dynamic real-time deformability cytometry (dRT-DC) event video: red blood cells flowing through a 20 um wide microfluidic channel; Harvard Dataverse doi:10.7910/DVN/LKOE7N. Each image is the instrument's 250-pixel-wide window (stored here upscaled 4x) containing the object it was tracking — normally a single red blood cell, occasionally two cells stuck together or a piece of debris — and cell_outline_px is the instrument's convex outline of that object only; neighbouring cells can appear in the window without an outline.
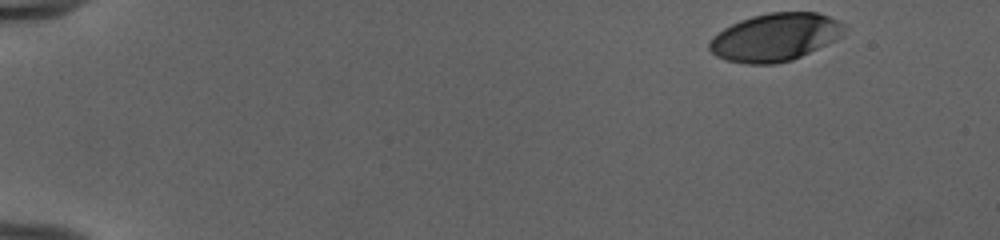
{"species": "human", "species_latin": "Homo sapiens", "temperature_condition": "cold", "stored_images_in_passage": 48, "camera_frame_rate_fps": 3000, "um_per_image_px": 0.085, "donor": {"sex": "female"}, "frame": {"image": 1, "passage_image": 1, "time_ms": 0.0, "image_size_px": [1000, 240], "cell_outline_px": [[848, 28], [844, 36], [836, 40], [792, 60], [772, 64], [748, 64], [724, 60], [716, 56], [708, 48], [708, 44], [712, 36], [724, 28], [740, 20], [752, 16], [768, 12], [816, 12], [828, 16], [844, 24]], "centroid_in_image_um": [65.9, 3.16], "position_along_channel_um": 19.1, "area_um2": 37.86}}
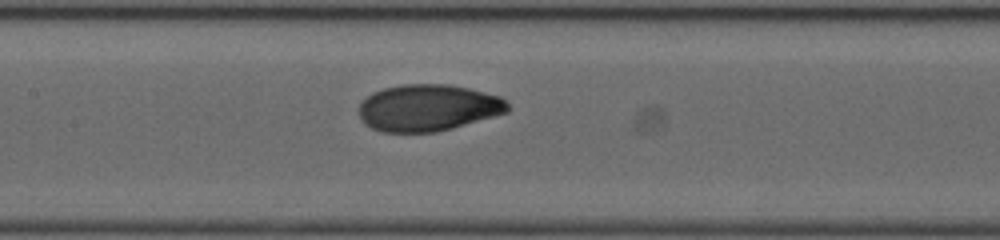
{"frame": {"image": 2, "passage_image": 23, "time_ms": 7.333, "image_size_px": [1000, 240], "cell_outline_px": [[508, 112], [452, 128], [436, 132], [380, 132], [364, 124], [360, 120], [360, 104], [372, 92], [384, 88], [404, 84], [448, 84], [468, 88], [500, 96], [508, 104]], "centroid_in_image_um": [36.36, 9.16], "position_along_channel_um": 171.0, "area_um2": 40.4}}
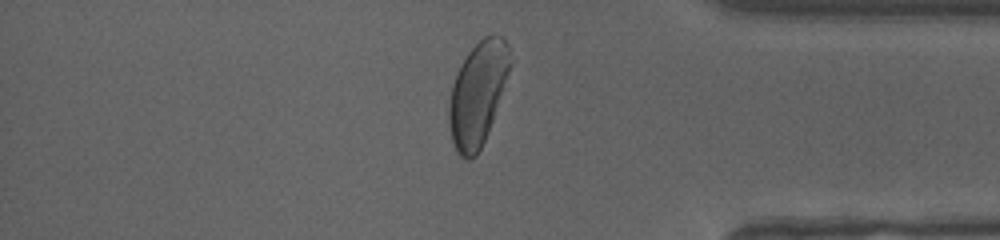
{"frame": {"image": 3, "passage_image": 41, "time_ms": 13.333, "image_size_px": [1000, 240], "cell_outline_px": [[508, 72], [492, 120], [484, 140], [476, 156], [472, 160], [468, 160], [460, 156], [456, 152], [452, 140], [448, 124], [448, 108], [452, 84], [456, 72], [460, 64], [468, 52], [484, 36], [500, 36], [508, 44]], "centroid_in_image_um": [40.54, 8.02], "position_along_channel_um": 394.7, "area_um2": 36.07}, "authors_computed_cell_mechanics": {"area_um2": 39.8242, "velocity_mm_per_s": 3.9642, "shape_relaxation_time_tau1_ms": 3.1167, "shape_relaxation_time_tau2_ms": null, "deformation_change_tau1": 0.174, "deformation_change_tau2": null}}